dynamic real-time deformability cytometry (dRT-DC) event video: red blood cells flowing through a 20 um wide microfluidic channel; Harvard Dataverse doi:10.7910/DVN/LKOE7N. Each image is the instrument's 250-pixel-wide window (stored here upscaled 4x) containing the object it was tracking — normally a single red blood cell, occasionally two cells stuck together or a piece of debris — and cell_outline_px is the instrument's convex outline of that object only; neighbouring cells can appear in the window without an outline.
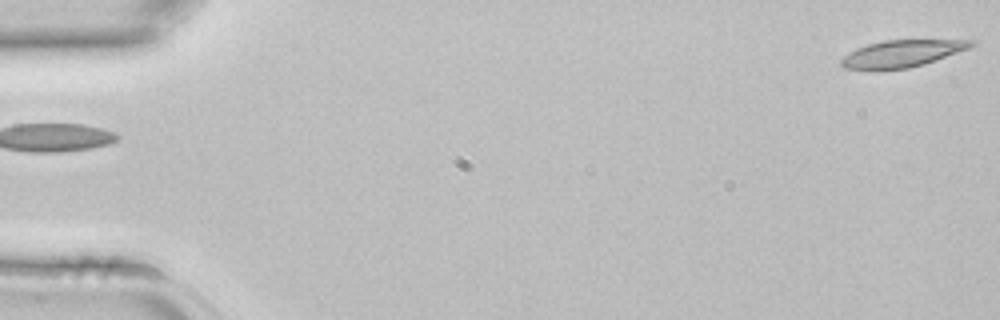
{"species": "common noctule bat (a hibernating species)", "species_latin": "Nyctalus noctula", "temperature_condition": "room temperature", "stored_images_in_passage": 5, "camera_frame_rate_fps": 3000, "um_per_image_px": 0.085, "animal": {"sex": "female", "body_mass_g": 22.7, "forearm_length_mm": 54.2}, "frame": {"image": 1, "passage_image": 5, "time_ms": 1.333, "image_size_px": [1000, 320], "cell_outline_px": [[976, 44], [968, 48], [924, 64], [908, 68], [880, 72], [868, 72], [844, 68], [840, 64], [840, 60], [844, 56], [856, 48], [868, 44], [884, 40], [976, 40]], "centroid_in_image_um": [76.56, 4.6], "position_along_channel_um": 8.4, "area_um2": 20.92}}